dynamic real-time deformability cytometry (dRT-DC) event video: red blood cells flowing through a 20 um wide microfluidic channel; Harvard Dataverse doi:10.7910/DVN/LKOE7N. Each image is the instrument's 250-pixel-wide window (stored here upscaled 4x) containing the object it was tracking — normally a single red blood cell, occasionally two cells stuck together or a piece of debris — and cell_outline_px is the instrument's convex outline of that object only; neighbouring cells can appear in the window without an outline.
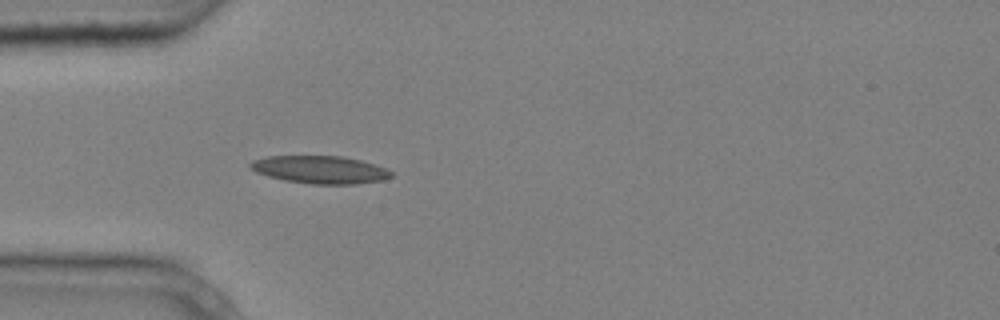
{"species": "common noctule bat (a hibernating species)", "species_latin": "Nyctalus noctula", "temperature_condition": "cold", "stored_images_in_passage": 5, "camera_frame_rate_fps": 3000, "um_per_image_px": 0.085, "animal": {"sex": "male", "body_mass_g": 20.4}, "frame": {"image": 1, "passage_image": 5, "time_ms": 1.333, "image_size_px": [1000, 320], "cell_outline_px": [[392, 176], [384, 180], [356, 184], [312, 184], [284, 180], [268, 176], [256, 172], [248, 168], [248, 164], [252, 160], [268, 156], [340, 156], [360, 160], [384, 168], [392, 172]], "centroid_in_image_um": [27.16, 14.42], "position_along_channel_um": 57.8, "area_um2": 22.72}}